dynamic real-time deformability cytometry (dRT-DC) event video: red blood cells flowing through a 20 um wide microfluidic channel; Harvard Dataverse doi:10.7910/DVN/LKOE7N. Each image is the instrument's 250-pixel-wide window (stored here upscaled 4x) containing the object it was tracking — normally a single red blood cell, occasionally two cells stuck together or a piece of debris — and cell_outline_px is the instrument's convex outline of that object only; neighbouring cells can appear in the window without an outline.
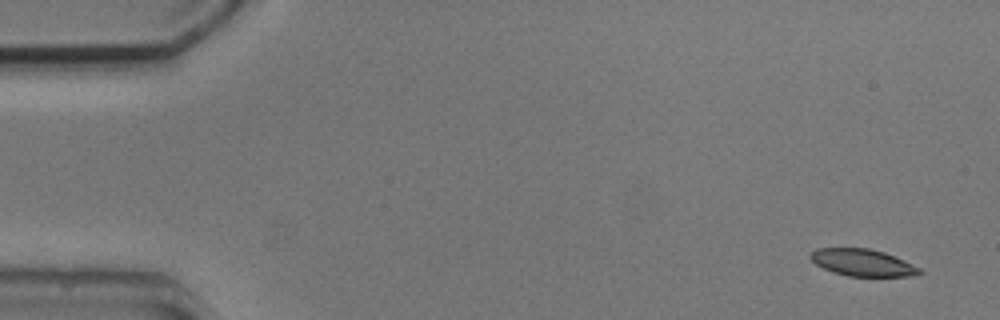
{"species": "common noctule bat (a hibernating species)", "species_latin": "Nyctalus noctula", "temperature_condition": "cold", "stored_images_in_passage": 5, "camera_frame_rate_fps": 3000, "um_per_image_px": 0.085, "animal": {"sex": "male", "body_mass_g": 20.5, "forearm_length_mm": 52.5}, "frame": {"image": 1, "passage_image": 1, "time_ms": 0.0, "image_size_px": [1000, 320], "cell_outline_px": [[924, 272], [908, 276], [848, 276], [832, 272], [816, 264], [808, 256], [816, 248], [868, 248], [884, 252], [904, 260], [920, 268]], "centroid_in_image_um": [73.3, 22.32], "position_along_channel_um": 11.7, "area_um2": 17.05}}
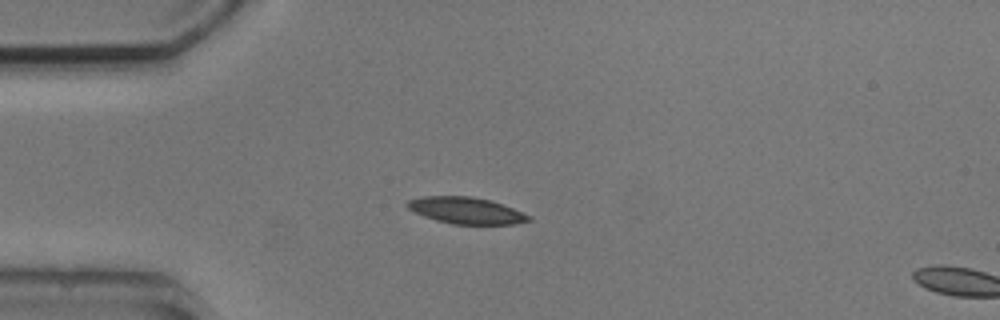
{"frame": {"image": 2, "passage_image": 4, "time_ms": 3.667, "image_size_px": [1000, 320], "cell_outline_px": [[532, 220], [512, 224], [452, 224], [436, 220], [424, 216], [408, 208], [404, 204], [408, 200], [424, 196], [472, 196], [488, 200], [512, 208], [532, 216]], "centroid_in_image_um": [39.6, 17.89], "position_along_channel_um": 45.4, "area_um2": 18.61}}